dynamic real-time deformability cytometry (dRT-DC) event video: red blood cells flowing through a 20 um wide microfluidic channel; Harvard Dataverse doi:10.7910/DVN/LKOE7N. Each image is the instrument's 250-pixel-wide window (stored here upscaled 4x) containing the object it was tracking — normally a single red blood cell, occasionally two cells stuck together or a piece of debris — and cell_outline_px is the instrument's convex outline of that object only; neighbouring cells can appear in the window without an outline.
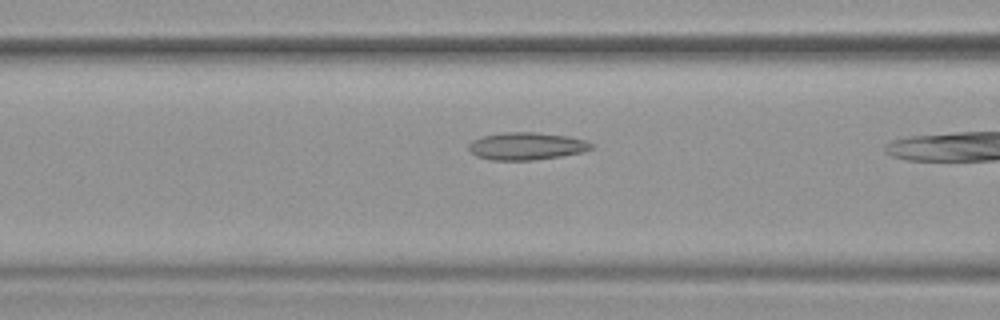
{"species": "common noctule bat (a hibernating species)", "species_latin": "Nyctalus noctula", "temperature_condition": "warm", "stored_images_in_passage": 11, "camera_frame_rate_fps": 3000, "um_per_image_px": 0.085, "animal": {"sex": "female", "body_mass_g": 19.9}, "frame": {"image": 1, "passage_image": 10, "time_ms": 3.0, "image_size_px": [1000, 320], "cell_outline_px": [[596, 144], [592, 148], [584, 152], [560, 156], [532, 160], [492, 160], [476, 156], [468, 148], [468, 144], [472, 140], [480, 136], [504, 132], [536, 132], [568, 136], [584, 140]], "centroid_in_image_um": [44.75, 12.41], "position_along_channel_um": 121.8, "area_um2": 19.77}}